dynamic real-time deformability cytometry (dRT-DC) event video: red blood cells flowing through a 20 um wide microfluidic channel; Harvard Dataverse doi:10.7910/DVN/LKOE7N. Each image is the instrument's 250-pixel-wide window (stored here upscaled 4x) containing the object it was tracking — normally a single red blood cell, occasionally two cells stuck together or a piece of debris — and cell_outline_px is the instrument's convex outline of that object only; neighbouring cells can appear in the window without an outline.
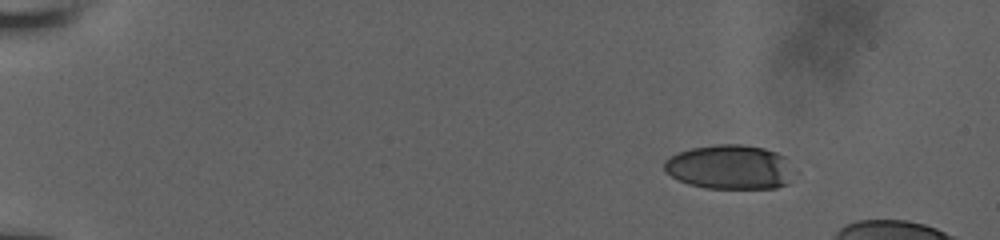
{"species": "human", "species_latin": "Homo sapiens", "temperature_condition": "room temperature", "stored_images_in_passage": 6, "camera_frame_rate_fps": 3000, "um_per_image_px": 0.085, "donor": {"sex": "male"}, "frame": {"image": 1, "passage_image": 1, "time_ms": 0.0, "image_size_px": [1000, 240], "cell_outline_px": [[800, 172], [788, 184], [776, 188], [704, 188], [688, 184], [672, 176], [664, 168], [664, 160], [676, 152], [692, 148], [712, 144], [740, 144], [764, 148], [776, 152], [784, 156]], "centroid_in_image_um": [62.13, 14.2], "position_along_channel_um": 22.9, "area_um2": 34.33}}
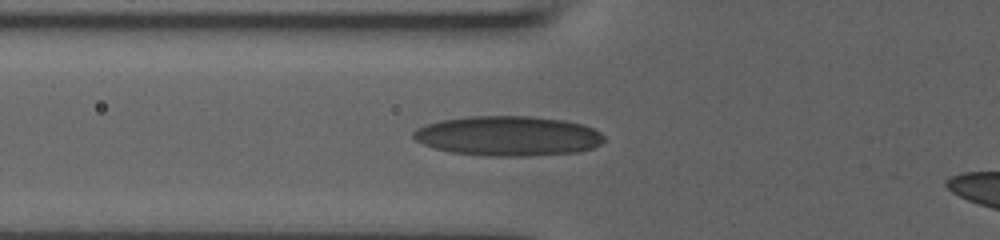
{"frame": {"image": 2, "passage_image": 6, "time_ms": 5.0, "image_size_px": [1000, 240], "cell_outline_px": [[604, 140], [600, 144], [592, 148], [576, 152], [528, 156], [488, 156], [452, 152], [436, 148], [424, 144], [416, 140], [412, 136], [412, 132], [416, 128], [428, 124], [444, 120], [468, 116], [532, 116], [564, 120], [584, 124], [600, 132], [604, 136]], "centroid_in_image_um": [43.21, 11.55], "position_along_channel_um": 82.6, "area_um2": 44.16}}